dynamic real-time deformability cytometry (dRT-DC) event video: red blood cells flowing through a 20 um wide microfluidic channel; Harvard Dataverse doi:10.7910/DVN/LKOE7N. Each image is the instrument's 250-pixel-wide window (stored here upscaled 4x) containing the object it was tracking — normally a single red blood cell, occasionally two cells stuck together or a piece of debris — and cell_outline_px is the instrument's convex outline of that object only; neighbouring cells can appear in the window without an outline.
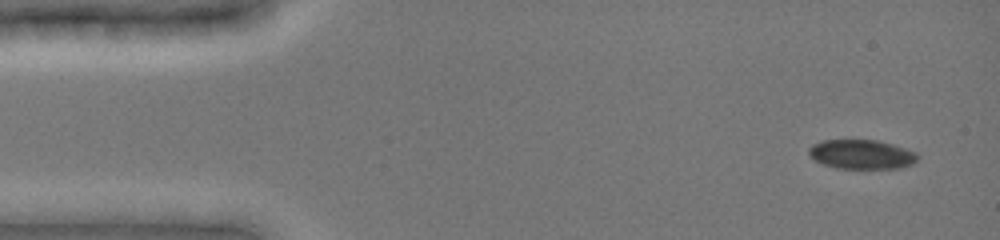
{"species": "common noctule bat (a hibernating species)", "species_latin": "Nyctalus noctula", "temperature_condition": "cold", "stored_images_in_passage": 4, "camera_frame_rate_fps": 3000, "um_per_image_px": 0.085, "animal": {"sex": "female", "body_mass_g": 19.0, "forearm_length_mm": 51.5}, "frame": {"image": 1, "passage_image": 1, "time_ms": 0.0, "image_size_px": [1000, 240], "cell_outline_px": [[920, 156], [912, 164], [900, 168], [836, 168], [824, 164], [808, 156], [808, 148], [812, 144], [820, 140], [876, 140], [892, 144], [916, 152]], "centroid_in_image_um": [73.21, 13.11], "position_along_channel_um": 11.8, "area_um2": 18.61}}
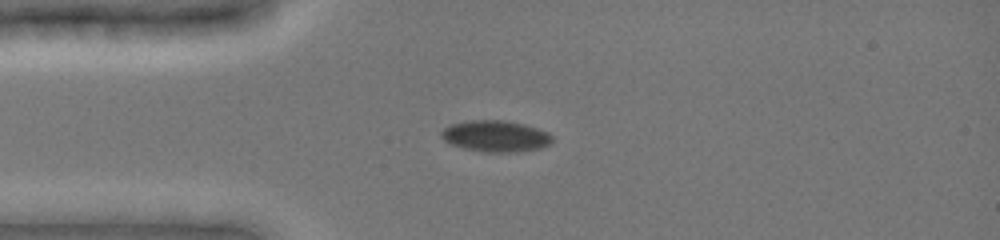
{"frame": {"image": 2, "passage_image": 4, "time_ms": 3.0, "image_size_px": [1000, 240], "cell_outline_px": [[552, 140], [548, 144], [540, 148], [516, 152], [484, 152], [464, 148], [452, 144], [444, 140], [440, 136], [440, 132], [444, 128], [452, 124], [468, 120], [504, 120], [524, 124], [548, 132], [552, 136]], "centroid_in_image_um": [42.11, 11.57], "position_along_channel_um": 42.9, "area_um2": 20.17}}